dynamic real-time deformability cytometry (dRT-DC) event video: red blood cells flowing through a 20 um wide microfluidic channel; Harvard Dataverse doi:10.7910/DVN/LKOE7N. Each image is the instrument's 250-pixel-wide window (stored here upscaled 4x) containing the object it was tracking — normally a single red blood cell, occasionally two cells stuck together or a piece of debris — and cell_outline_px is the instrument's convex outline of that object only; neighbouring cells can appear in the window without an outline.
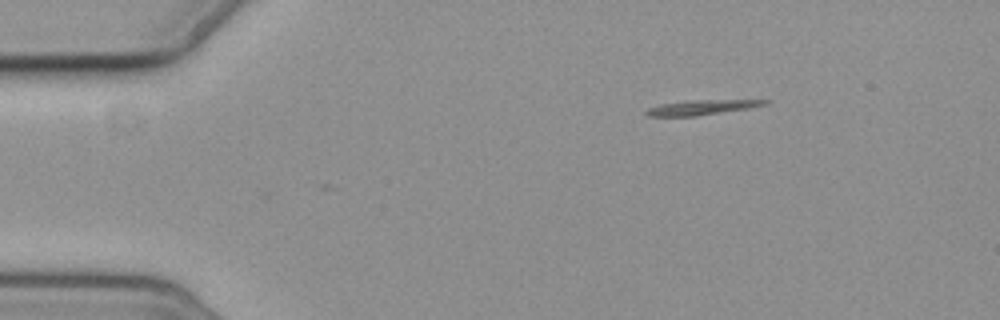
{"species": "common noctule bat (a hibernating species)", "species_latin": "Nyctalus noctula", "temperature_condition": "cold", "stored_images_in_passage": 2, "camera_frame_rate_fps": 3000, "um_per_image_px": 0.085, "animal": {"sex": "female", "body_mass_g": 19.3, "forearm_length_mm": 54.1}, "frame": {"image": 1, "passage_image": 2, "time_ms": 2.0, "image_size_px": [1000, 320], "cell_outline_px": [[772, 100], [768, 104], [748, 108], [696, 116], [648, 116], [644, 112], [648, 108], [660, 104], [688, 100]], "centroid_in_image_um": [59.62, 9.12], "position_along_channel_um": 25.4, "area_um2": 10.17}}